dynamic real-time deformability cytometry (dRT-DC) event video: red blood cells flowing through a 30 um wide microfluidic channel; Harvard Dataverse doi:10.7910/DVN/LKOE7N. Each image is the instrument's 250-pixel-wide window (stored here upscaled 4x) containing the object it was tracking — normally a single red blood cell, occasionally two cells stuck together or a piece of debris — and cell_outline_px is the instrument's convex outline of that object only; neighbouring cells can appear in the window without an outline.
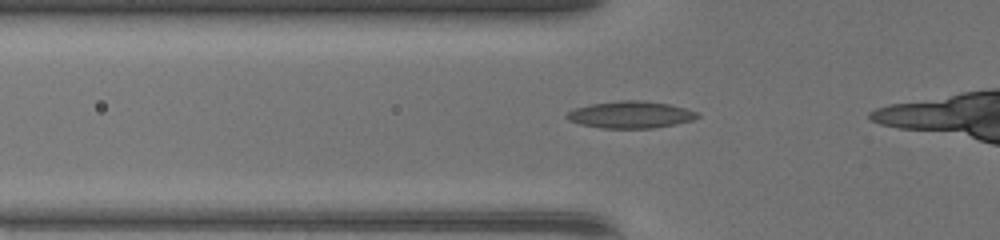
{"species": "common noctule bat (a hibernating species)", "species_latin": "Nyctalus noctula", "temperature_condition": "warm", "stored_images_in_passage": 20, "camera_frame_rate_fps": 3000, "um_per_image_px": 0.085, "animal": {"sex": "female", "body_mass_g": 17.0, "forearm_length_mm": 48.0}, "frame": {"image": 1, "passage_image": 12, "time_ms": 3.667, "image_size_px": [1000, 240], "cell_outline_px": [[700, 116], [692, 120], [676, 124], [652, 128], [600, 128], [580, 124], [568, 120], [564, 116], [568, 112], [576, 108], [588, 104], [620, 100], [644, 100], [668, 104], [700, 112]], "centroid_in_image_um": [53.59, 9.74], "position_along_channel_um": 72.2, "area_um2": 20.63}}
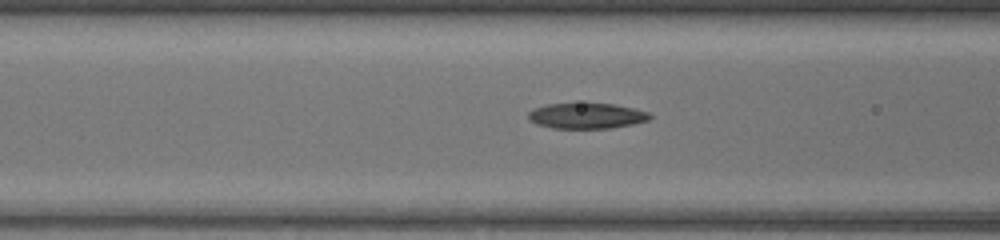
{"frame": {"image": 2, "passage_image": 15, "time_ms": 4.667, "image_size_px": [1000, 240], "cell_outline_px": [[652, 116], [648, 120], [632, 124], [612, 128], [552, 128], [536, 124], [528, 120], [528, 112], [532, 108], [544, 104], [612, 104], [632, 108], [648, 112]], "centroid_in_image_um": [49.8, 9.85], "position_along_channel_um": 116.8, "area_um2": 18.03}}
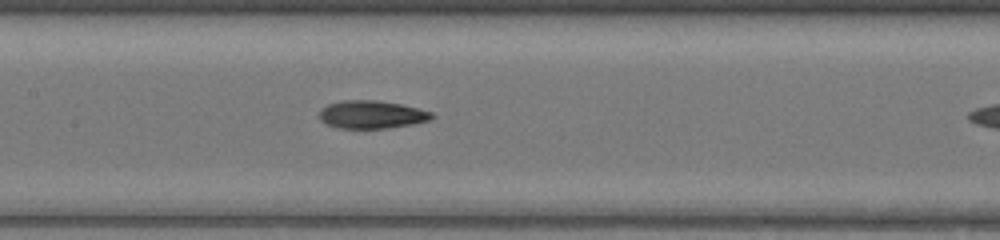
{"frame": {"image": 3, "passage_image": 19, "time_ms": 6.0, "image_size_px": [1000, 240], "cell_outline_px": [[432, 120], [412, 124], [384, 128], [336, 128], [324, 124], [320, 120], [320, 108], [328, 104], [340, 100], [376, 100], [400, 104], [432, 112]], "centroid_in_image_um": [31.53, 9.73], "position_along_channel_um": 175.9, "area_um2": 18.32}}